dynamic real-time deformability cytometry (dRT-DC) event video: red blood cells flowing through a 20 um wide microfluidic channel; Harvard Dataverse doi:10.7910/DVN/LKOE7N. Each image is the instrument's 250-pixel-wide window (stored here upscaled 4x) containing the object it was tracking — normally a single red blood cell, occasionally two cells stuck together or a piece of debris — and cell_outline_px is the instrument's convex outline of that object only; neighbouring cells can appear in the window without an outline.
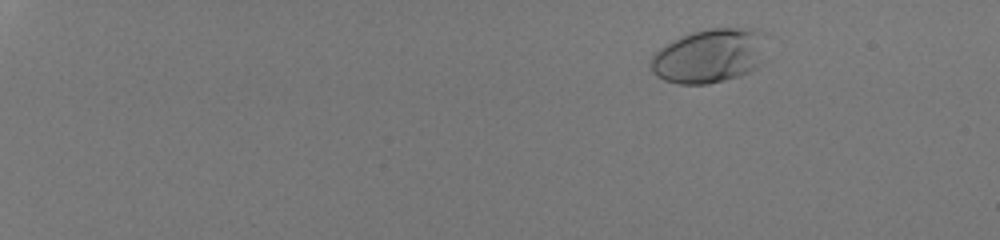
{"species": "human", "species_latin": "Homo sapiens", "temperature_condition": "room temperature", "stored_images_in_passage": 53, "camera_frame_rate_fps": 3000, "um_per_image_px": 0.085, "donor": {"sex": "male"}, "frame": {"image": 1, "passage_image": 7, "time_ms": 2.0, "image_size_px": [1000, 240], "cell_outline_px": [[760, 64], [756, 68], [740, 76], [708, 84], [676, 84], [664, 80], [656, 76], [652, 72], [648, 64], [648, 60], [660, 48], [672, 40], [680, 36], [692, 32], [708, 28], [756, 28]], "centroid_in_image_um": [60.11, 4.78], "position_along_channel_um": 24.9, "area_um2": 35.72}}
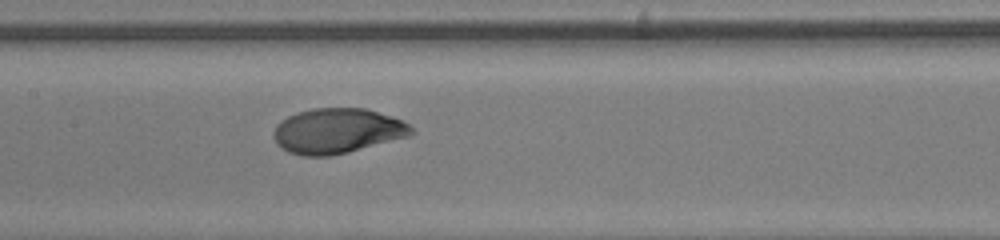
{"frame": {"image": 2, "passage_image": 31, "time_ms": 10.0, "image_size_px": [1000, 240], "cell_outline_px": [[416, 132], [408, 136], [348, 152], [332, 156], [300, 156], [288, 152], [280, 148], [276, 144], [272, 136], [272, 132], [276, 124], [280, 120], [296, 112], [312, 108], [364, 108], [392, 116], [404, 120]], "centroid_in_image_um": [28.62, 11.13], "position_along_channel_um": 178.8, "area_um2": 36.59}}
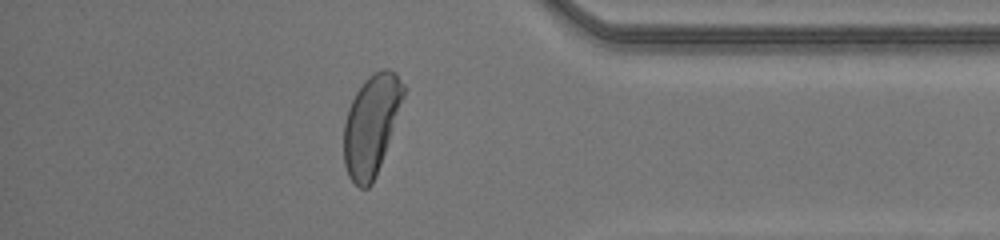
{"frame": {"image": 3, "passage_image": 48, "time_ms": 15.667, "image_size_px": [1000, 240], "cell_outline_px": [[408, 88], [376, 176], [372, 184], [368, 188], [360, 188], [348, 176], [344, 164], [344, 124], [348, 108], [356, 92], [364, 80], [368, 76], [380, 68], [388, 68], [396, 72]], "centroid_in_image_um": [31.59, 10.56], "position_along_channel_um": 403.6, "area_um2": 35.14}, "authors_computed_cell_mechanics": {"area_um2": 35.7204, "velocity_mm_per_s": 4.1543, "shape_relaxation_time_tau1_ms": 3.0498, "shape_relaxation_time_tau2_ms": null, "deformation_change_tau1": 0.1803, "deformation_change_tau2": null}}